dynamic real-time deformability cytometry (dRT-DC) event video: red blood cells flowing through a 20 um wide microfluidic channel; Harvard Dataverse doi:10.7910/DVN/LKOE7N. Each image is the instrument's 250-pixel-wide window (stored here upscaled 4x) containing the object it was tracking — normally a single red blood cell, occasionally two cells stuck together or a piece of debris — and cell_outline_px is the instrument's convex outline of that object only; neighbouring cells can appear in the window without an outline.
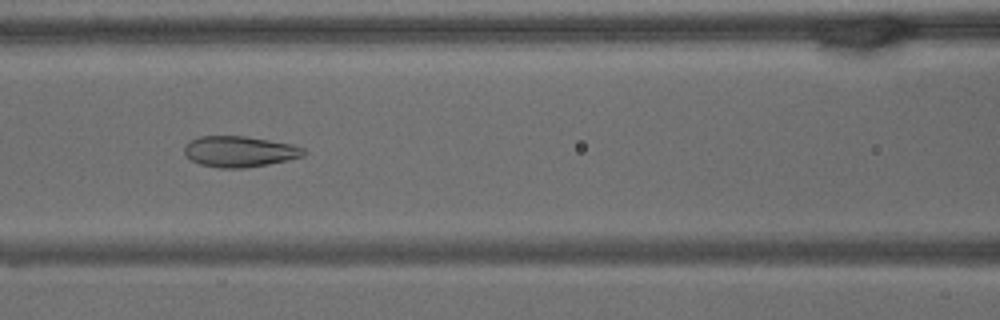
{"species": "common noctule bat (a hibernating species)", "species_latin": "Nyctalus noctula", "temperature_condition": "warm", "stored_images_in_passage": 52, "camera_frame_rate_fps": 3000, "um_per_image_px": 0.085, "animal": {"sex": "male", "body_mass_g": 15.6}, "frame": {"image": 1, "passage_image": 14, "time_ms": 4.333, "image_size_px": [1000, 320], "cell_outline_px": [[304, 156], [268, 164], [244, 168], [220, 168], [200, 164], [184, 156], [184, 144], [200, 136], [244, 136], [292, 144], [304, 148]], "centroid_in_image_um": [20.32, 12.88], "position_along_channel_um": 146.3, "area_um2": 21.39}}
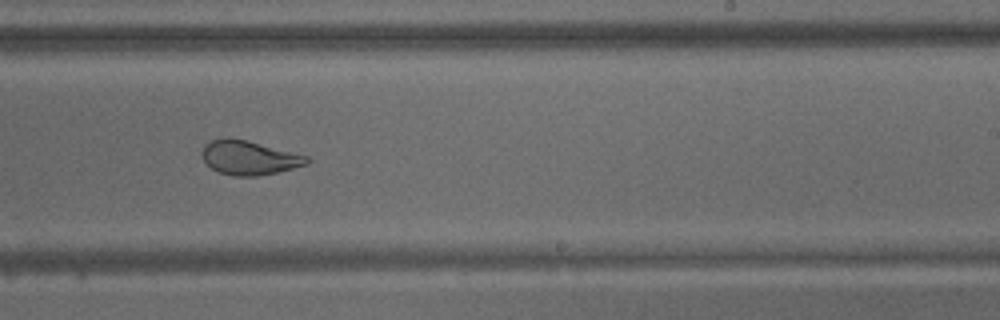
{"frame": {"image": 2, "passage_image": 26, "time_ms": 8.333, "image_size_px": [1000, 320], "cell_outline_px": [[312, 160], [308, 164], [276, 172], [256, 176], [232, 176], [220, 172], [212, 168], [204, 160], [200, 152], [204, 144], [212, 140], [228, 136], [248, 140], [308, 156]], "centroid_in_image_um": [21.16, 13.38], "position_along_channel_um": 267.8, "area_um2": 20.98}}
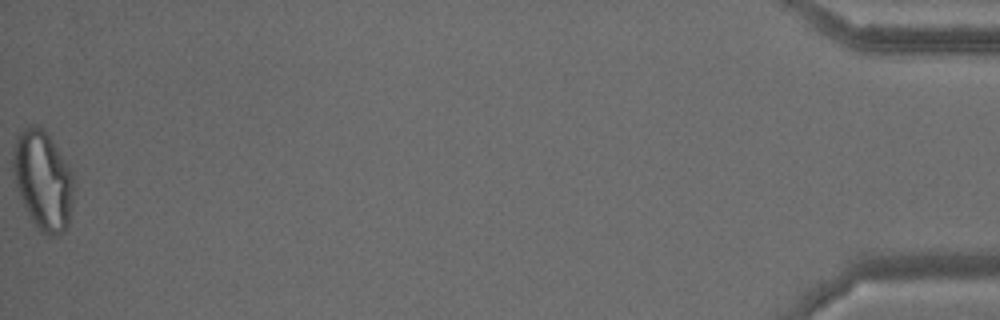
{"frame": {"image": 3, "passage_image": 52, "time_ms": 17.0, "image_size_px": [1000, 320], "cell_outline_px": [[72, 200], [68, 228], [64, 232], [56, 236], [44, 236], [36, 228], [28, 216], [24, 208], [16, 184], [12, 168], [12, 152], [16, 136], [28, 124], [40, 124], [68, 164], [72, 172]], "centroid_in_image_um": [3.62, 15.34], "position_along_channel_um": 431.6, "area_um2": 35.43}, "authors_computed_cell_mechanics": {"area_um2": 24.854, "velocity_mm_per_s": 3.0465, "shape_relaxation_time_tau1_ms": null, "shape_relaxation_time_tau2_ms": 1.228, "deformation_change_tau1": null, "deformation_change_tau2": 0.078}}